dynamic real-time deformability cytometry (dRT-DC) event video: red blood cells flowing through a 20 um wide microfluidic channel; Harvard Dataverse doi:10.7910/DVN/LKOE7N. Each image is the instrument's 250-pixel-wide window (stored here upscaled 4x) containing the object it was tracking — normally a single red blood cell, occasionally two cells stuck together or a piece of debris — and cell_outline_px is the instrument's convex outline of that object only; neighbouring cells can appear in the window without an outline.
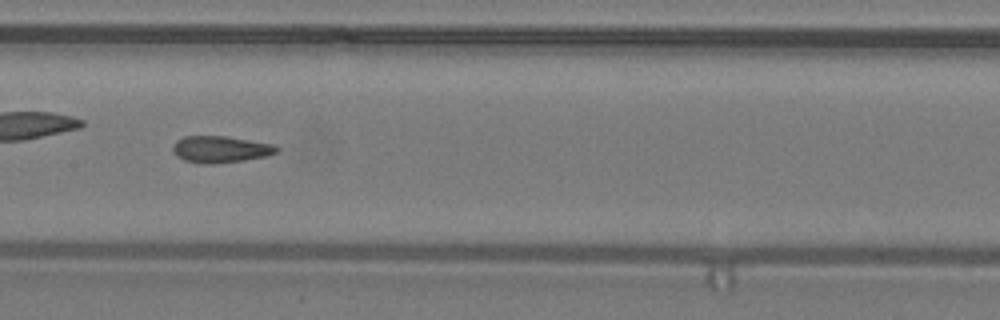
{"species": "common noctule bat (a hibernating species)", "species_latin": "Nyctalus noctula", "temperature_condition": "warm", "stored_images_in_passage": 35, "camera_frame_rate_fps": 3000, "um_per_image_px": 0.085, "animal": {"sex": "male", "body_mass_g": 19.2, "forearm_length_mm": 51.8}, "frame": {"image": 1, "passage_image": 11, "time_ms": 3.333, "image_size_px": [1000, 320], "cell_outline_px": [[280, 148], [276, 152], [264, 156], [244, 160], [212, 164], [200, 164], [184, 160], [176, 156], [172, 152], [172, 144], [176, 140], [184, 136], [224, 136], [272, 144]], "centroid_in_image_um": [18.66, 12.69], "position_along_channel_um": 188.7, "area_um2": 16.13}}
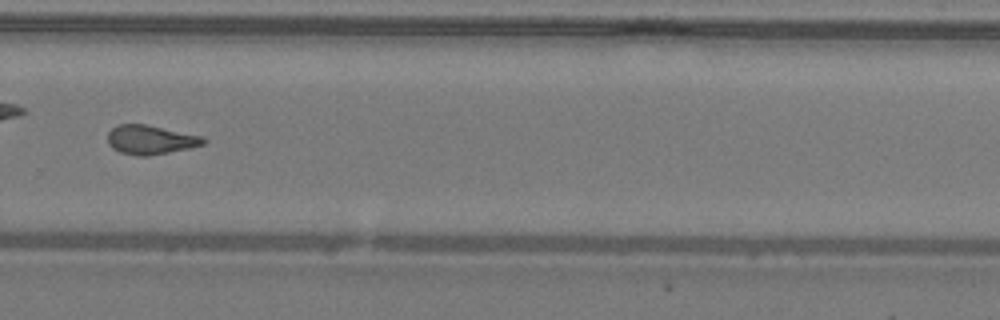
{"frame": {"image": 2, "passage_image": 20, "time_ms": 6.333, "image_size_px": [1000, 320], "cell_outline_px": [[208, 140], [204, 144], [188, 148], [148, 156], [136, 156], [120, 152], [112, 148], [108, 144], [108, 132], [112, 128], [120, 124], [144, 124], [204, 136]], "centroid_in_image_um": [12.8, 11.88], "position_along_channel_um": 317.0, "area_um2": 16.24}, "authors_computed_cell_mechanics": {"area_um2": 15.895, "velocity_mm_per_s": 4.3167, "shape_relaxation_time_tau1_ms": null, "shape_relaxation_time_tau2_ms": 2.2187, "deformation_change_tau1": null, "deformation_change_tau2": 0.1124}}